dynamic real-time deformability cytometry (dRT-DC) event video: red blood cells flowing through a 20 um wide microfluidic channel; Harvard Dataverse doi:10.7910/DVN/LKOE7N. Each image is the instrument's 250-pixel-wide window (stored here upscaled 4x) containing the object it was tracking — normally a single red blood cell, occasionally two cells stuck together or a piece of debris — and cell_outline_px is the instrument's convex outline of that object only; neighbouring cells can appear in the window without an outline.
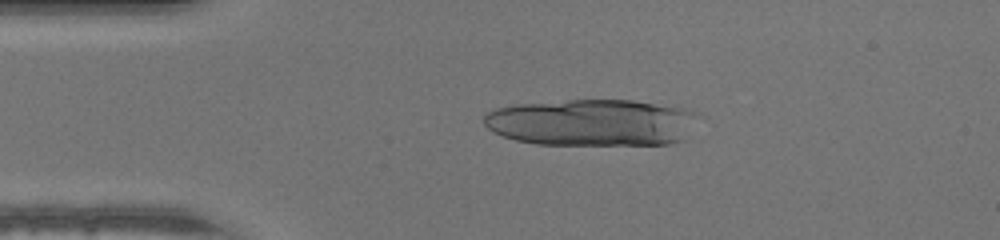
{"species": "human", "species_latin": "Homo sapiens", "temperature_condition": "warm", "stored_images_in_passage": 17, "camera_frame_rate_fps": 3000, "um_per_image_px": 0.085, "donor": {"sex": "male"}, "frame": {"image": 1, "passage_image": 8, "time_ms": 2.333, "image_size_px": [1000, 240], "cell_outline_px": [[704, 116], [684, 140], [668, 144], [536, 144], [516, 140], [504, 136], [488, 128], [484, 124], [484, 116], [488, 112], [496, 108], [516, 104], [568, 100], [632, 100], [688, 108]], "centroid_in_image_um": [50.44, 10.4], "position_along_channel_um": 34.6, "area_um2": 59.07}}